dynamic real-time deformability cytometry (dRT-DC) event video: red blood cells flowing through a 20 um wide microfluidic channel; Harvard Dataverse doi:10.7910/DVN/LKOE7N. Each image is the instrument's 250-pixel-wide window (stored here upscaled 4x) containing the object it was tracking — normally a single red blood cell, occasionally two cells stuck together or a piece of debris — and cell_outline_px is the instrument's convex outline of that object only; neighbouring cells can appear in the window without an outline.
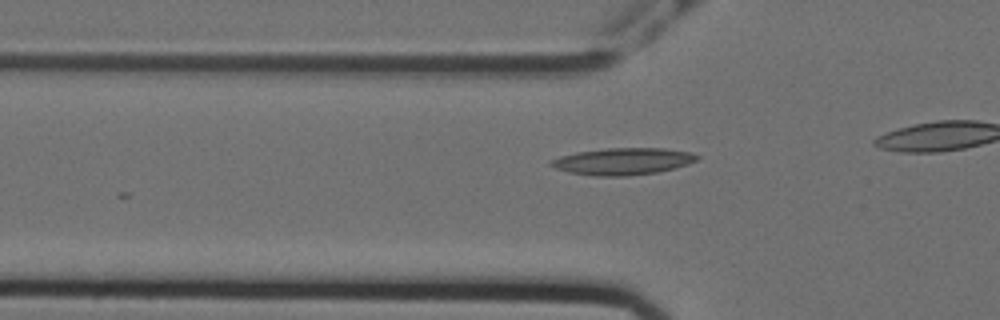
{"species": "Egyptian fruit bat (a non-hibernating species)", "species_latin": "Rousettus aegyptiacus", "temperature_condition": "cold", "stored_images_in_passage": 12, "camera_frame_rate_fps": 3000, "um_per_image_px": 0.085, "animal": {"sex": "female"}, "frame": {"image": 1, "passage_image": 7, "time_ms": 2.0, "image_size_px": [1000, 320], "cell_outline_px": [[700, 156], [696, 160], [688, 164], [676, 168], [656, 172], [628, 176], [596, 176], [568, 172], [556, 168], [548, 164], [548, 160], [560, 156], [576, 152], [608, 148], [664, 148], [692, 152]], "centroid_in_image_um": [52.93, 13.71], "position_along_channel_um": 72.9, "area_um2": 23.0}}
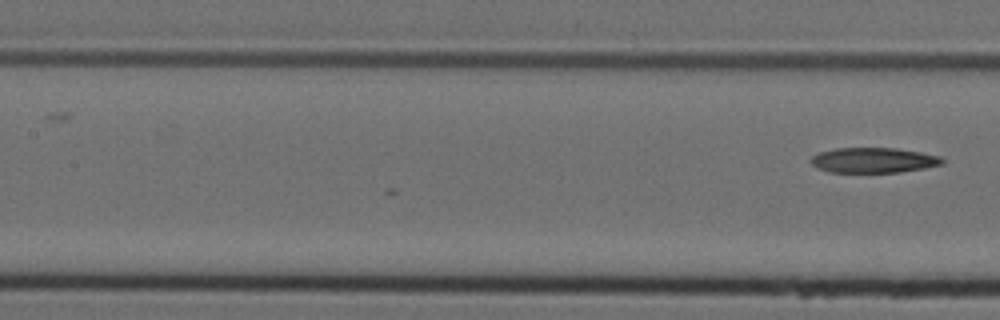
{"frame": {"image": 2, "passage_image": 12, "time_ms": 3.667, "image_size_px": [1000, 320], "cell_outline_px": [[944, 164], [924, 168], [900, 172], [828, 172], [816, 168], [808, 160], [812, 156], [820, 152], [836, 148], [896, 148], [920, 152], [940, 156], [944, 160]], "centroid_in_image_um": [74.23, 13.62], "position_along_channel_um": 133.2, "area_um2": 19.36}}